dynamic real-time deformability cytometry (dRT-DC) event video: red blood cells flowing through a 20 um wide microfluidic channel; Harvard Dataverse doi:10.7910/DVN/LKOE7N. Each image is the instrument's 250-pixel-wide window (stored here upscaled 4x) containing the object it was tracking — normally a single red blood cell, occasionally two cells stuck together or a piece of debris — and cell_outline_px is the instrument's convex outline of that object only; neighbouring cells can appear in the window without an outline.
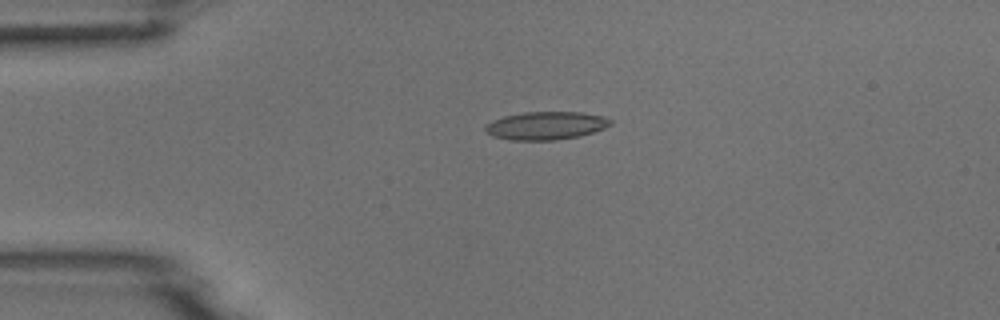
{"species": "common noctule bat (a hibernating species)", "species_latin": "Nyctalus noctula", "temperature_condition": "room temperature", "stored_images_in_passage": 7, "camera_frame_rate_fps": 3000, "um_per_image_px": 0.085, "animal": {"sex": "male", "body_mass_g": 18.8}, "frame": {"image": 1, "passage_image": 4, "time_ms": 3.333, "image_size_px": [1000, 320], "cell_outline_px": [[612, 124], [604, 128], [580, 136], [556, 140], [512, 140], [492, 136], [484, 128], [492, 120], [504, 116], [524, 112], [580, 112], [604, 116], [612, 120]], "centroid_in_image_um": [46.43, 10.67], "position_along_channel_um": 38.6, "area_um2": 20.4}}